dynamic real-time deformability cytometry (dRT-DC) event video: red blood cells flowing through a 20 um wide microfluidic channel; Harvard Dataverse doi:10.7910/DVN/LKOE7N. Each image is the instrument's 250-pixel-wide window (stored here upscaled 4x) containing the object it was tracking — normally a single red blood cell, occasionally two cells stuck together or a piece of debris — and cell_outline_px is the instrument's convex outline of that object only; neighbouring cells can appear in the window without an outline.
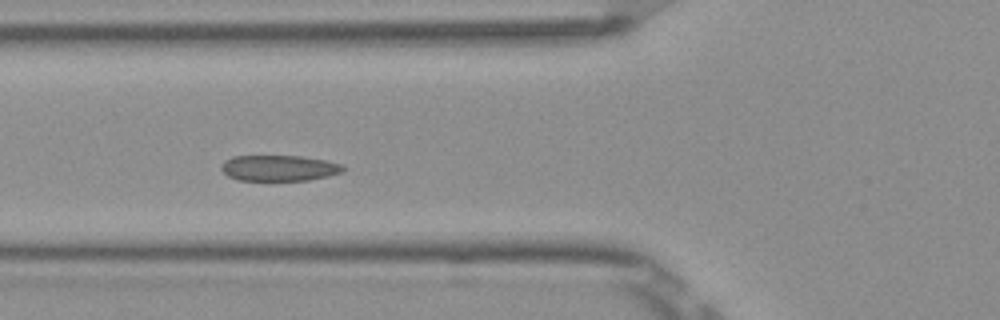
{"species": "Egyptian fruit bat (a non-hibernating species)", "species_latin": "Rousettus aegyptiacus", "temperature_condition": "room temperature", "stored_images_in_passage": 6, "camera_frame_rate_fps": 3000, "um_per_image_px": 0.085, "frame": {"image": 1, "passage_image": 5, "time_ms": 1.333, "image_size_px": [1000, 320], "cell_outline_px": [[344, 172], [328, 176], [308, 180], [236, 180], [228, 176], [220, 168], [220, 164], [224, 160], [232, 156], [300, 156], [324, 160], [340, 164], [344, 168]], "centroid_in_image_um": [23.67, 14.28], "position_along_channel_um": 102.1, "area_um2": 18.32}}
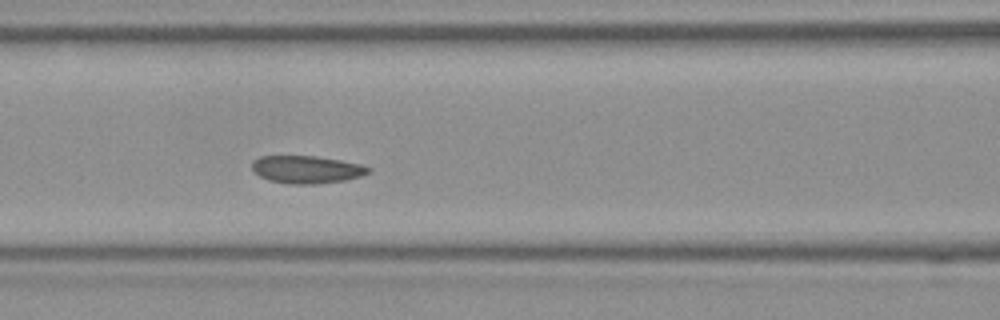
{"frame": {"image": 2, "passage_image": 6, "time_ms": 1.667, "image_size_px": [1000, 320], "cell_outline_px": [[372, 172], [360, 176], [344, 180], [316, 184], [288, 184], [268, 180], [260, 176], [252, 168], [252, 160], [260, 156], [316, 156], [340, 160], [360, 164], [372, 168]], "centroid_in_image_um": [26.07, 14.4], "position_along_channel_um": 140.5, "area_um2": 18.79}}